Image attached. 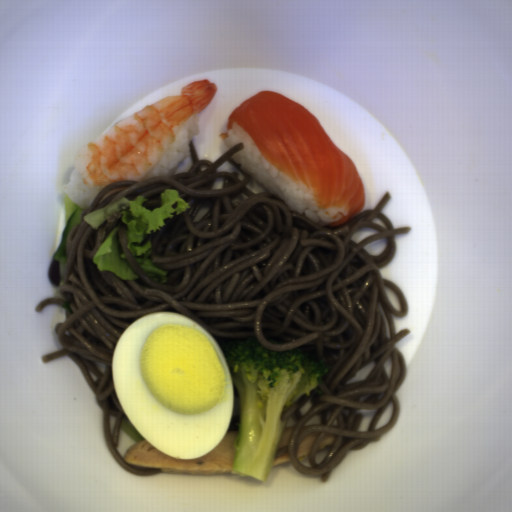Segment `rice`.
I'll return each instance as SVG.
<instances>
[{"label": "rice", "mask_w": 512, "mask_h": 512, "mask_svg": "<svg viewBox=\"0 0 512 512\" xmlns=\"http://www.w3.org/2000/svg\"><path fill=\"white\" fill-rule=\"evenodd\" d=\"M228 150L239 144L243 148L229 160L239 164L240 169L260 183L272 196L280 200L286 208L315 226H330L341 217L340 210L321 207L301 180L291 179L270 164L249 133L237 123L230 128L225 138Z\"/></svg>", "instance_id": "652b925c"}, {"label": "rice", "mask_w": 512, "mask_h": 512, "mask_svg": "<svg viewBox=\"0 0 512 512\" xmlns=\"http://www.w3.org/2000/svg\"><path fill=\"white\" fill-rule=\"evenodd\" d=\"M199 113L188 118L178 130L164 157L141 180L151 177L171 176L191 153L189 143L199 132ZM139 181V182H141ZM138 182V183H139Z\"/></svg>", "instance_id": "023b6e5f"}, {"label": "rice", "mask_w": 512, "mask_h": 512, "mask_svg": "<svg viewBox=\"0 0 512 512\" xmlns=\"http://www.w3.org/2000/svg\"><path fill=\"white\" fill-rule=\"evenodd\" d=\"M64 189L66 198L82 208H89L99 193L91 187L84 185L76 167L73 168Z\"/></svg>", "instance_id": "8eca5e8b"}]
</instances>
